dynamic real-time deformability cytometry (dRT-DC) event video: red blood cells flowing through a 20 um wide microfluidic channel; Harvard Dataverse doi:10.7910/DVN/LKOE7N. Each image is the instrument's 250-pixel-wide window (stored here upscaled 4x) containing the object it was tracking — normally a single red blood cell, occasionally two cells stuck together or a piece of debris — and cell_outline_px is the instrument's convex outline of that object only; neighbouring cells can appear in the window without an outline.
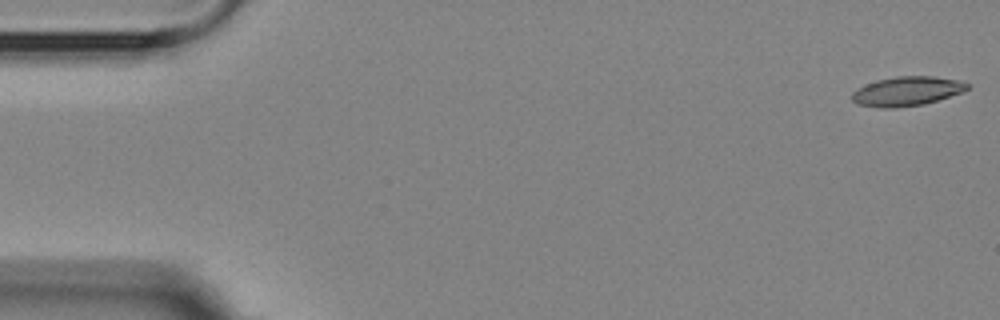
{"species": "Egyptian fruit bat (a non-hibernating species)", "species_latin": "Rousettus aegyptiacus", "temperature_condition": "room temperature", "stored_images_in_passage": 14, "camera_frame_rate_fps": 3000, "um_per_image_px": 0.085, "animal": {"sex": "female"}, "frame": {"image": 1, "passage_image": 1, "time_ms": 0.0, "image_size_px": [1000, 320], "cell_outline_px": [[968, 88], [960, 92], [924, 104], [892, 108], [880, 108], [856, 104], [852, 100], [852, 92], [856, 88], [876, 80], [896, 76], [932, 76], [960, 80], [968, 84]], "centroid_in_image_um": [77.02, 7.75], "position_along_channel_um": 8.0, "area_um2": 19.59}}
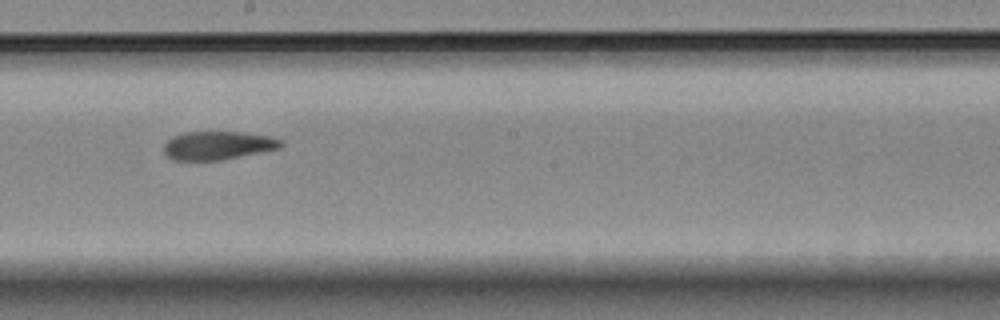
{"frame": {"image": 2, "passage_image": 8, "time_ms": 9.667, "image_size_px": [1000, 320], "cell_outline_px": [[284, 144], [280, 148], [220, 160], [172, 160], [164, 152], [164, 144], [172, 136], [184, 132], [244, 132], [272, 136], [284, 140]], "centroid_in_image_um": [18.54, 12.35], "position_along_channel_um": 229.7, "area_um2": 19.48}}
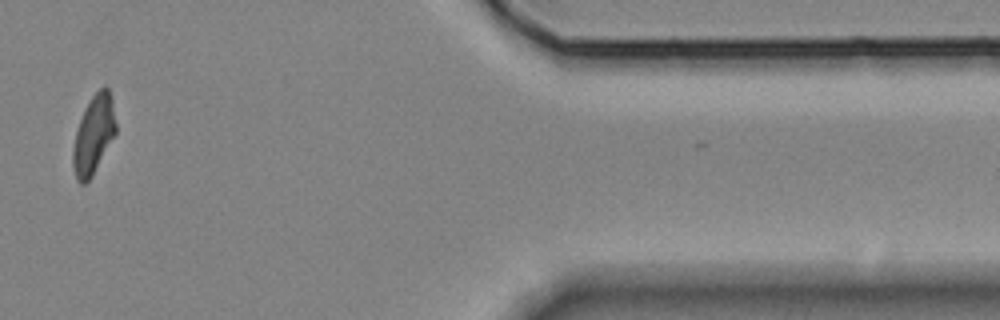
{"frame": {"image": 3, "passage_image": 13, "time_ms": 15.667, "image_size_px": [1000, 320], "cell_outline_px": [[116, 132], [92, 176], [84, 184], [80, 184], [76, 180], [72, 164], [72, 148], [76, 132], [84, 108], [92, 96], [104, 84], [108, 88], [112, 100], [116, 124]], "centroid_in_image_um": [7.94, 11.45], "position_along_channel_um": 403.5, "area_um2": 19.54}, "authors_computed_cell_mechanics": {"area_um2": 19.7965, "velocity_mm_per_s": 3.6439, "shape_relaxation_time_tau1_ms": null, "shape_relaxation_time_tau2_ms": 4.5998, "deformation_change_tau1": null, "deformation_change_tau2": 0.1208}}